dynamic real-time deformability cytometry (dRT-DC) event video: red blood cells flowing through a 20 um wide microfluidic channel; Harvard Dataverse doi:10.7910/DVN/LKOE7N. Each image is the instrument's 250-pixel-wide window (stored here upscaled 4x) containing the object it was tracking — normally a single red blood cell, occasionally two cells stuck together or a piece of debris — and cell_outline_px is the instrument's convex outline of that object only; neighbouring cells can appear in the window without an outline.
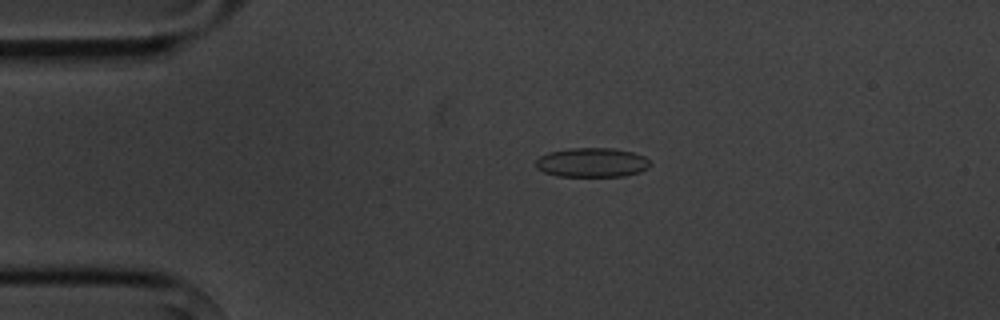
{"species": "common noctule bat (a hibernating species)", "species_latin": "Nyctalus noctula", "temperature_condition": "cold", "stored_images_in_passage": 2, "camera_frame_rate_fps": 3000, "um_per_image_px": 0.085, "animal": {"sex": "male", "body_mass_g": 20.1, "forearm_length_mm": 53.5}, "frame": {"image": 1, "passage_image": 1, "time_ms": 0.0, "image_size_px": [1000, 320], "cell_outline_px": [[652, 164], [648, 168], [640, 172], [624, 176], [556, 176], [544, 172], [536, 168], [536, 160], [540, 156], [548, 152], [572, 148], [612, 148], [632, 152], [644, 156]], "centroid_in_image_um": [50.32, 13.81], "position_along_channel_um": 34.7, "area_um2": 19.59}}